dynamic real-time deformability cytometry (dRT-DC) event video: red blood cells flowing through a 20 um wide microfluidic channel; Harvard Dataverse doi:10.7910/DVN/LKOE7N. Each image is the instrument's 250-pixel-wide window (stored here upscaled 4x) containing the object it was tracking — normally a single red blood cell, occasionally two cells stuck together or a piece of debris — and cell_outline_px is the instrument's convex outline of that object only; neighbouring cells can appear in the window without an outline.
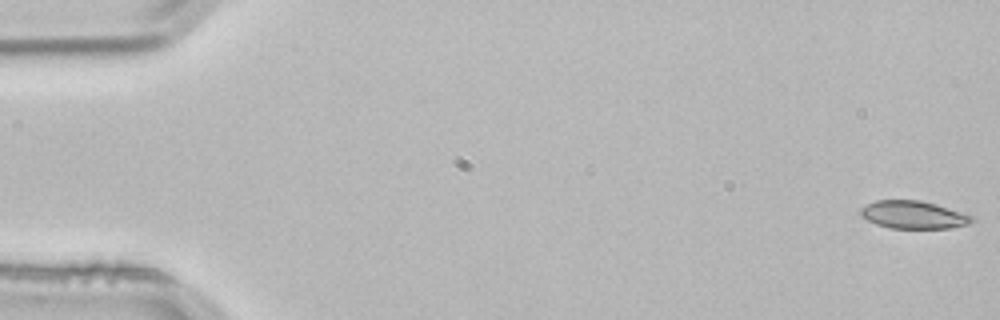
{"species": "common noctule bat (a hibernating species)", "species_latin": "Nyctalus noctula", "temperature_condition": "room temperature", "stored_images_in_passage": 53, "camera_frame_rate_fps": 3000, "um_per_image_px": 0.085, "animal": {"sex": "male", "body_mass_g": 21.5, "forearm_length_mm": 52.0}, "frame": {"image": 1, "passage_image": 1, "time_ms": 0.0, "image_size_px": [1000, 320], "cell_outline_px": [[976, 220], [968, 224], [952, 228], [892, 228], [876, 224], [860, 216], [860, 208], [876, 200], [920, 200], [936, 204], [972, 216]], "centroid_in_image_um": [77.63, 18.26], "position_along_channel_um": 7.4, "area_um2": 17.92}}
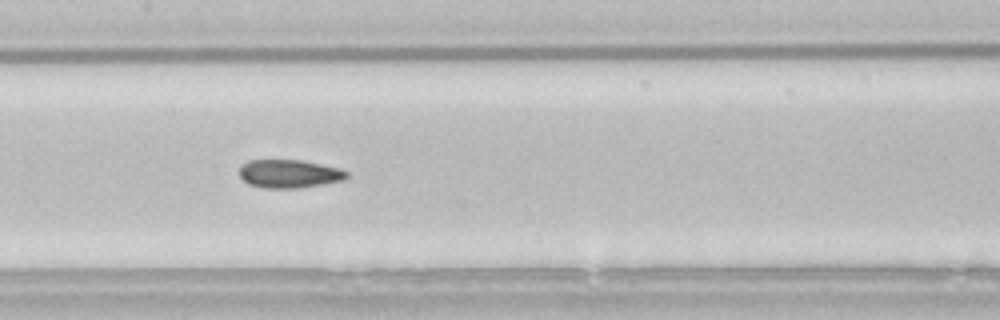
{"frame": {"image": 2, "passage_image": 26, "time_ms": 8.333, "image_size_px": [1000, 320], "cell_outline_px": [[348, 176], [344, 180], [300, 188], [264, 188], [248, 184], [240, 176], [240, 168], [248, 160], [300, 160], [340, 168], [348, 172]], "centroid_in_image_um": [24.59, 14.77], "position_along_channel_um": 182.8, "area_um2": 17.63}}
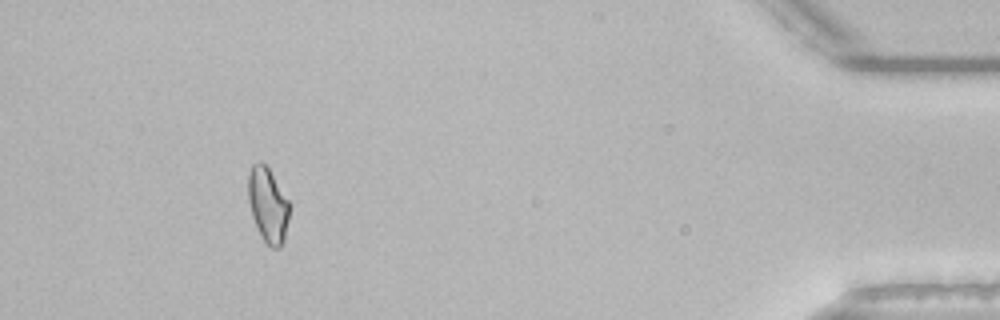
{"frame": {"image": 3, "passage_image": 49, "time_ms": 16.0, "image_size_px": [1000, 320], "cell_outline_px": [[288, 220], [284, 240], [280, 248], [272, 248], [264, 240], [252, 216], [248, 200], [248, 176], [252, 164], [260, 160], [268, 168], [288, 200]], "centroid_in_image_um": [22.75, 17.41], "position_along_channel_um": 412.4, "area_um2": 17.57}, "authors_computed_cell_mechanics": {"area_um2": 17.9758, "velocity_mm_per_s": 3.8405, "shape_relaxation_time_tau1_ms": null, "shape_relaxation_time_tau2_ms": 3.6339, "deformation_change_tau1": null, "deformation_change_tau2": 0.0926}}